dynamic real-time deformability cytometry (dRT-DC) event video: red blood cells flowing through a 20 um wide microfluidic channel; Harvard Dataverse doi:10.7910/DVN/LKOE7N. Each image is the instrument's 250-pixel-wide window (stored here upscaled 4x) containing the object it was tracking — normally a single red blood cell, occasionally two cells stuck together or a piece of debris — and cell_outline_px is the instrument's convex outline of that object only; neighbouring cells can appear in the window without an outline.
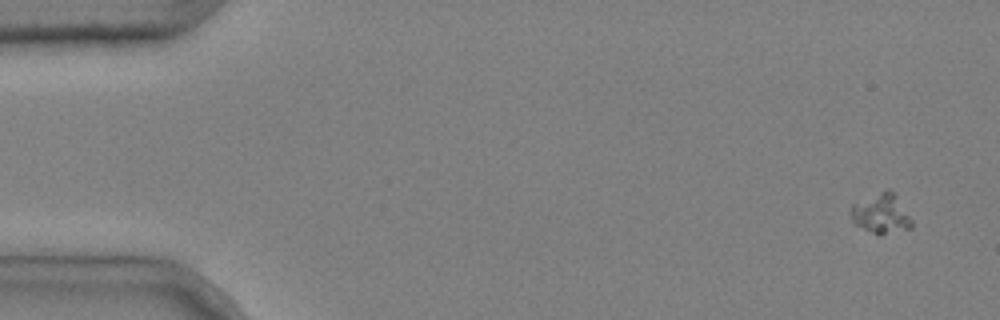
{"species": "common noctule bat (a hibernating species)", "species_latin": "Nyctalus noctula", "temperature_condition": "cold", "stored_images_in_passage": 5, "camera_frame_rate_fps": 3000, "um_per_image_px": 0.085, "animal": {"sex": "male", "body_mass_g": 20.4}, "frame": {"image": 1, "passage_image": 1, "time_ms": 0.0, "image_size_px": [1000, 320], "cell_outline_px": [[912, 228], [880, 236], [876, 236], [852, 224], [848, 212], [852, 204], [888, 188], [896, 196], [912, 220]], "centroid_in_image_um": [74.83, 18.21], "position_along_channel_um": 10.2, "area_um2": 14.51}}
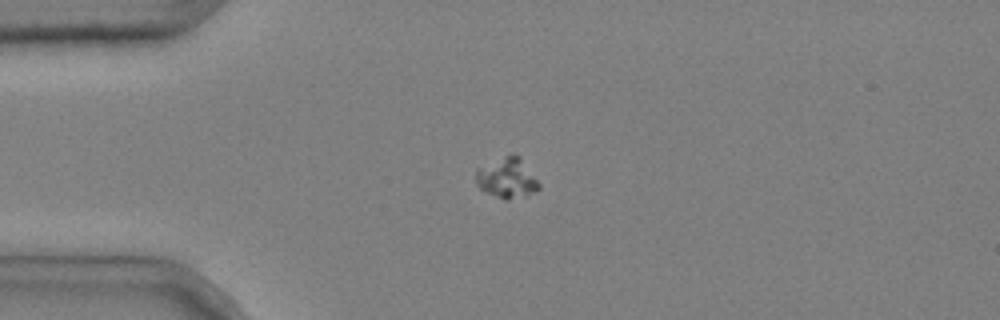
{"frame": {"image": 2, "passage_image": 4, "time_ms": 1.0, "image_size_px": [1000, 320], "cell_outline_px": [[540, 188], [536, 192], [524, 196], [504, 200], [480, 188], [476, 184], [476, 168], [512, 152], [516, 152], [520, 156], [540, 184]], "centroid_in_image_um": [43.1, 15.1], "position_along_channel_um": 41.9, "area_um2": 14.91}}